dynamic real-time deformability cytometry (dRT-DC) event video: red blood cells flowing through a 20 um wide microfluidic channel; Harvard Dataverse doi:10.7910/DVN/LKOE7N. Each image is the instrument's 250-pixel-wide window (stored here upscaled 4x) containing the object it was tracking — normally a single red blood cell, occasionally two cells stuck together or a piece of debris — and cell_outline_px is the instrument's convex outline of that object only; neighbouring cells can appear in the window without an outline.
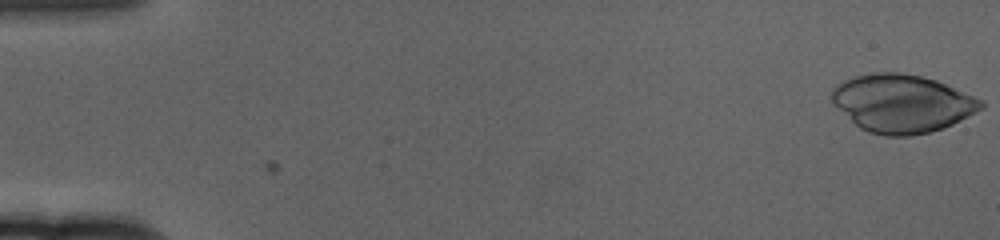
{"species": "human", "species_latin": "Homo sapiens", "temperature_condition": "cold", "stored_images_in_passage": 60, "camera_frame_rate_fps": 3000, "um_per_image_px": 0.085, "donor": {"sex": "female"}, "frame": {"image": 1, "passage_image": 1, "time_ms": 0.0, "image_size_px": [1000, 240], "cell_outline_px": [[984, 108], [944, 128], [912, 136], [884, 136], [868, 132], [860, 128], [832, 104], [832, 88], [836, 84], [844, 80], [856, 76], [872, 72], [900, 72], [920, 76], [936, 80], [984, 100]], "centroid_in_image_um": [76.67, 8.79], "position_along_channel_um": 8.3, "area_um2": 50.58}}
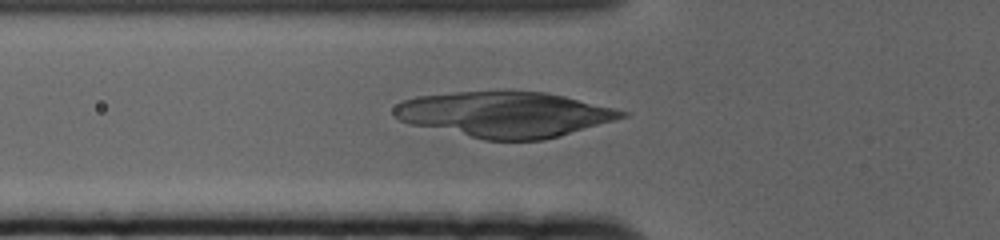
{"frame": {"image": 2, "passage_image": 22, "time_ms": 7.0, "image_size_px": [1000, 240], "cell_outline_px": [[632, 112], [628, 116], [560, 136], [544, 140], [484, 140], [408, 124], [392, 116], [392, 108], [400, 100], [416, 96], [456, 92], [548, 92], [616, 108]], "centroid_in_image_um": [42.87, 9.73], "position_along_channel_um": 82.9, "area_um2": 60.69}}
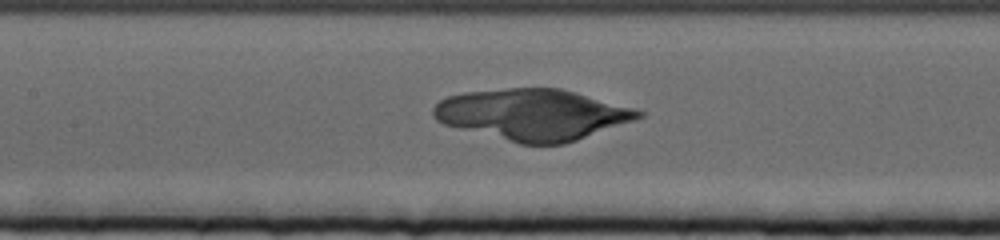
{"frame": {"image": 3, "passage_image": 29, "time_ms": 9.333, "image_size_px": [1000, 240], "cell_outline_px": [[644, 116], [576, 140], [564, 144], [520, 144], [444, 124], [436, 120], [432, 116], [432, 108], [440, 100], [448, 96], [464, 92], [508, 88], [560, 88], [632, 108], [644, 112]], "centroid_in_image_um": [45.21, 9.73], "position_along_channel_um": 162.2, "area_um2": 60.29}}